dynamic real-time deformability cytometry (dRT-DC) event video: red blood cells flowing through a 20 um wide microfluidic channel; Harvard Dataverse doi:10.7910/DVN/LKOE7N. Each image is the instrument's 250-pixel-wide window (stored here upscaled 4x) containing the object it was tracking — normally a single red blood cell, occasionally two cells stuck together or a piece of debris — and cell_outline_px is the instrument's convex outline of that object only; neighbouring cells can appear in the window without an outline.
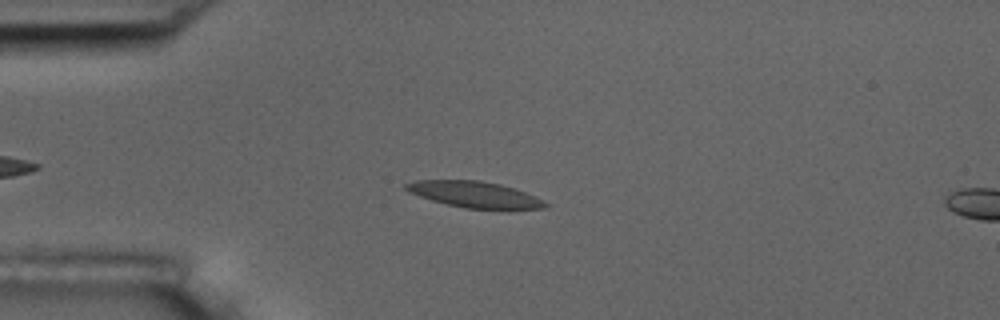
{"species": "common noctule bat (a hibernating species)", "species_latin": "Nyctalus noctula", "temperature_condition": "room temperature", "stored_images_in_passage": 41, "camera_frame_rate_fps": 3000, "um_per_image_px": 0.085, "animal": {"sex": "male", "body_mass_g": 17.5, "forearm_length_mm": 52.3}, "frame": {"image": 1, "passage_image": 10, "time_ms": 3.0, "image_size_px": [1000, 320], "cell_outline_px": [[548, 204], [544, 208], [508, 212], [464, 208], [432, 200], [408, 192], [404, 188], [404, 184], [416, 180], [480, 180], [500, 184], [516, 188]], "centroid_in_image_um": [40.4, 16.57], "position_along_channel_um": 44.6, "area_um2": 21.85}}
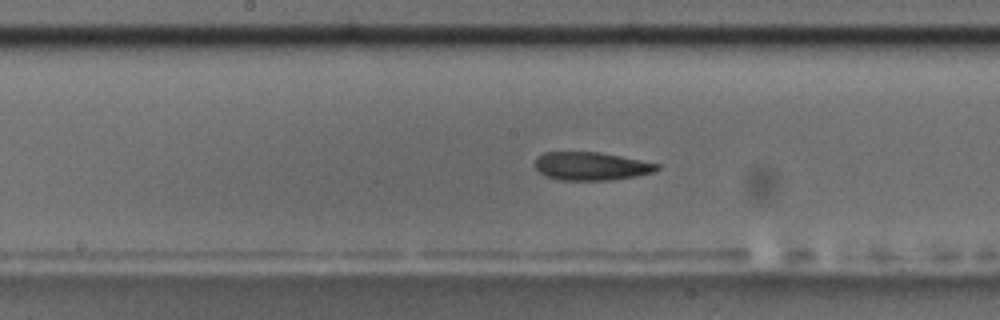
{"frame": {"image": 2, "passage_image": 24, "time_ms": 7.667, "image_size_px": [1000, 320], "cell_outline_px": [[660, 168], [656, 172], [636, 176], [612, 180], [560, 180], [544, 176], [536, 168], [536, 156], [544, 152], [600, 152], [660, 164]], "centroid_in_image_um": [50.26, 14.13], "position_along_channel_um": 197.9, "area_um2": 20.17}}
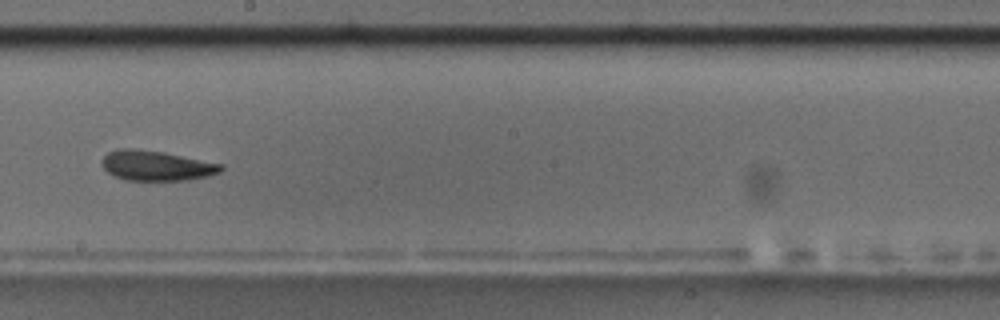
{"frame": {"image": 3, "passage_image": 27, "time_ms": 8.667, "image_size_px": [1000, 320], "cell_outline_px": [[224, 168], [220, 172], [208, 176], [188, 180], [124, 180], [108, 172], [100, 164], [100, 160], [108, 152], [120, 148], [132, 148], [164, 152], [224, 164]], "centroid_in_image_um": [13.29, 14.07], "position_along_channel_um": 234.9, "area_um2": 20.98}, "authors_computed_cell_mechanics": {"area_um2": 20.9814, "velocity_mm_per_s": 3.7129, "shape_relaxation_time_tau1_ms": null, "shape_relaxation_time_tau2_ms": 3.8054, "deformation_change_tau1": null, "deformation_change_tau2": 0.1175}}